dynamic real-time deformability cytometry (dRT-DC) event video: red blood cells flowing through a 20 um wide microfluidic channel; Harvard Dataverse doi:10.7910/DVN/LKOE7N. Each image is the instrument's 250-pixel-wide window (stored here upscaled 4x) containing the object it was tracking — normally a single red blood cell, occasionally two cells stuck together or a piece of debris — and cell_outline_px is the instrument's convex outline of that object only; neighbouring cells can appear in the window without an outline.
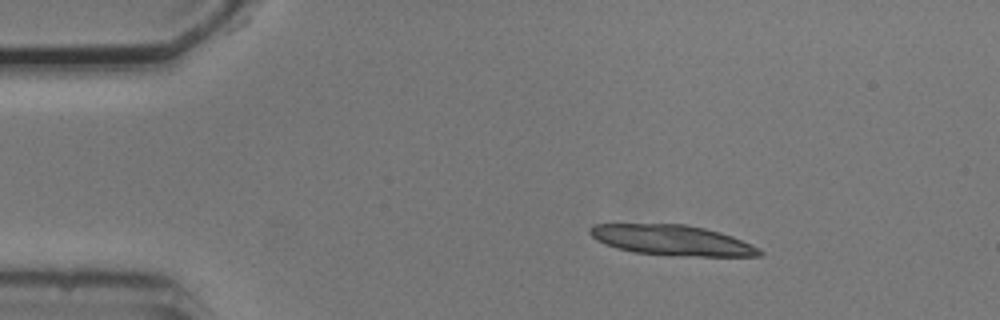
{"species": "common noctule bat (a hibernating species)", "species_latin": "Nyctalus noctula", "temperature_condition": "cold", "stored_images_in_passage": 32, "segment_of_instrument_passage": [1, 2], "camera_frame_rate_fps": 3000, "um_per_image_px": 0.085, "animal": {"sex": "male", "body_mass_g": 20.5, "forearm_length_mm": 52.5}, "frame": {"image": 1, "passage_image": 1, "time_ms": 0.0, "image_size_px": [1000, 320], "cell_outline_px": [[764, 252], [760, 256], [680, 256], [636, 252], [616, 248], [604, 244], [596, 240], [588, 232], [588, 228], [592, 224], [684, 224], [704, 228], [720, 232], [732, 236], [752, 244], [760, 248]], "centroid_in_image_um": [57.12, 20.42], "position_along_channel_um": 27.9, "area_um2": 30.06}}